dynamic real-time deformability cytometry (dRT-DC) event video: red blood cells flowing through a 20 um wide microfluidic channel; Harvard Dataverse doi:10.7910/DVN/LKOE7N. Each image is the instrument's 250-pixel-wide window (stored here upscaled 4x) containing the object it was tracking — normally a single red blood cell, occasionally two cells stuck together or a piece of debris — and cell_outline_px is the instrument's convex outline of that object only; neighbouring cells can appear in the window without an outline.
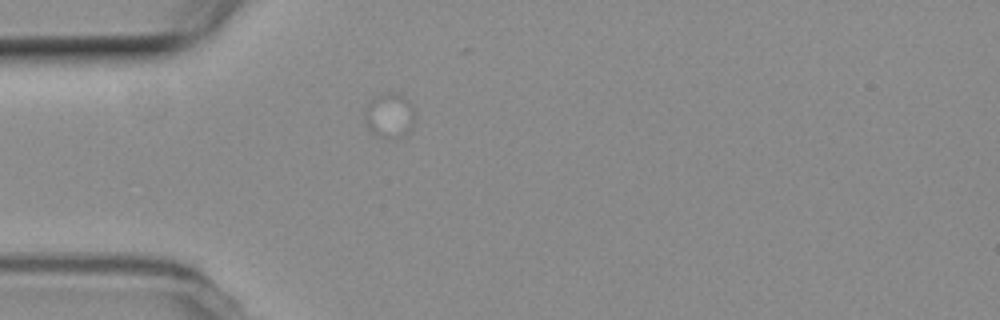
{"species": "common noctule bat (a hibernating species)", "species_latin": "Nyctalus noctula", "temperature_condition": "room temperature", "stored_images_in_passage": 6, "camera_frame_rate_fps": 3000, "um_per_image_px": 0.085, "animal": {"sex": "female", "body_mass_g": 19.3, "forearm_length_mm": 54.1}, "frame": {"image": 1, "passage_image": 1, "time_ms": 0.0, "image_size_px": [1000, 320], "cell_outline_px": [[412, 120], [408, 132], [400, 136], [380, 136], [372, 132], [368, 128], [364, 120], [364, 112], [368, 104], [376, 96], [388, 92], [396, 92], [404, 96], [412, 104]], "centroid_in_image_um": [33.06, 9.76], "position_along_channel_um": 51.9, "area_um2": 12.54}}
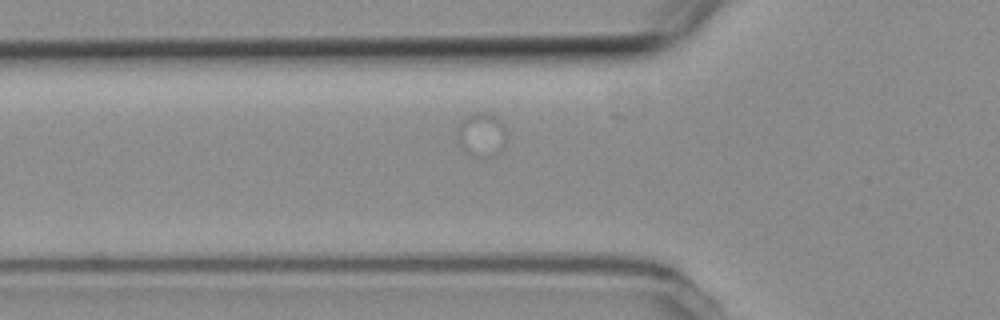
{"frame": {"image": 2, "passage_image": 5, "time_ms": 1.333, "image_size_px": [1000, 320], "cell_outline_px": [[504, 148], [492, 156], [480, 156], [468, 152], [460, 144], [456, 132], [460, 124], [468, 116], [476, 112], [484, 112], [500, 120], [504, 128]], "centroid_in_image_um": [40.93, 11.44], "position_along_channel_um": 84.9, "area_um2": 11.91}}